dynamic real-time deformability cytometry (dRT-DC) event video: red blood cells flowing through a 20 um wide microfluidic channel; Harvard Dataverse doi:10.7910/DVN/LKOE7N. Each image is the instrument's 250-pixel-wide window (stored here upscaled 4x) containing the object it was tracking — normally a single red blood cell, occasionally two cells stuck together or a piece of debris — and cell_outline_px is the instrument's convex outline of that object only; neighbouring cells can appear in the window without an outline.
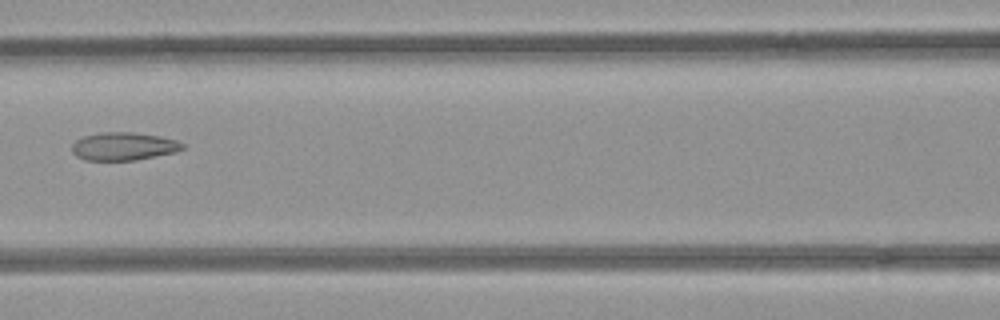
{"species": "common noctule bat (a hibernating species)", "species_latin": "Nyctalus noctula", "temperature_condition": "room temperature", "stored_images_in_passage": 6, "camera_frame_rate_fps": 3000, "um_per_image_px": 0.085, "animal": {"sex": "female", "body_mass_g": 21.9}, "frame": {"image": 1, "passage_image": 6, "time_ms": 1.667, "image_size_px": [1000, 320], "cell_outline_px": [[184, 148], [176, 152], [136, 160], [84, 160], [76, 156], [72, 152], [72, 144], [76, 140], [84, 136], [100, 132], [132, 132], [160, 136], [176, 140], [184, 144]], "centroid_in_image_um": [10.5, 12.44], "position_along_channel_um": 156.1, "area_um2": 18.09}}